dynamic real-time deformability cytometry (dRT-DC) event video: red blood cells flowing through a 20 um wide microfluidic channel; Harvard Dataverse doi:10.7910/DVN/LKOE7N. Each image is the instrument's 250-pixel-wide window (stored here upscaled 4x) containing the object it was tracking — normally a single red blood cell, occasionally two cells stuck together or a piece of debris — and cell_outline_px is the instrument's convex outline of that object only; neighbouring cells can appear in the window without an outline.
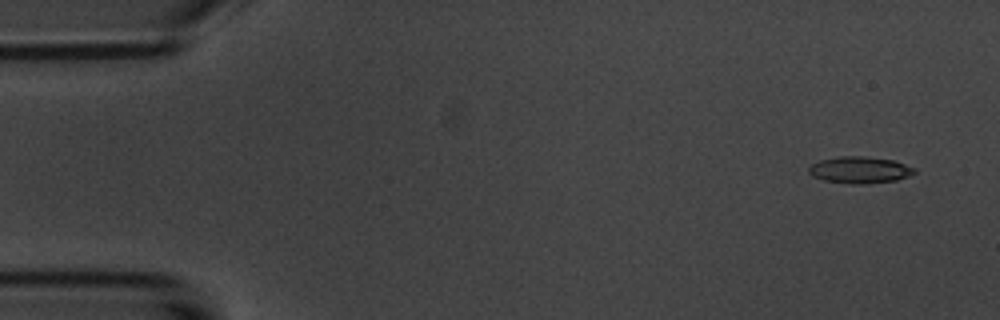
{"species": "common noctule bat (a hibernating species)", "species_latin": "Nyctalus noctula", "temperature_condition": "room temperature", "stored_images_in_passage": 5, "camera_frame_rate_fps": 3000, "um_per_image_px": 0.085, "animal": {"sex": "male", "body_mass_g": 20.1, "forearm_length_mm": 53.5}, "frame": {"image": 1, "passage_image": 1, "time_ms": 0.0, "image_size_px": [1000, 320], "cell_outline_px": [[916, 172], [908, 176], [896, 180], [868, 184], [852, 184], [824, 180], [812, 176], [808, 172], [808, 168], [812, 164], [820, 160], [840, 156], [864, 156], [892, 160], [916, 168]], "centroid_in_image_um": [73.07, 14.45], "position_along_channel_um": 11.9, "area_um2": 16.42}}
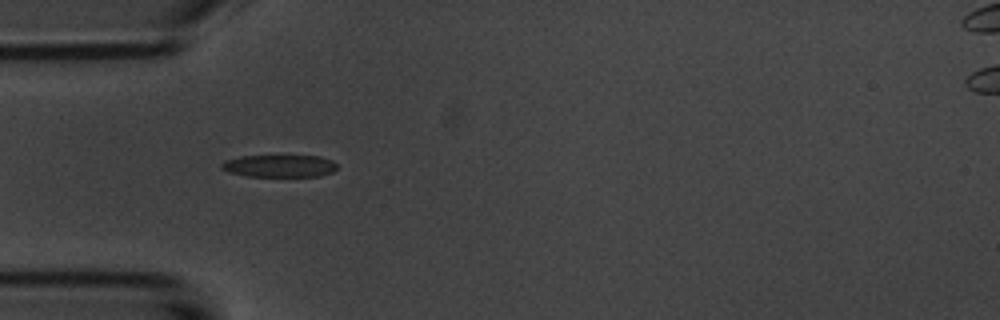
{"frame": {"image": 2, "passage_image": 4, "time_ms": 4.333, "image_size_px": [1000, 320], "cell_outline_px": [[336, 168], [332, 172], [320, 176], [248, 176], [228, 172], [220, 168], [220, 164], [224, 160], [240, 156], [320, 156], [332, 160], [336, 164]], "centroid_in_image_um": [23.72, 14.1], "position_along_channel_um": 61.3, "area_um2": 15.03}}
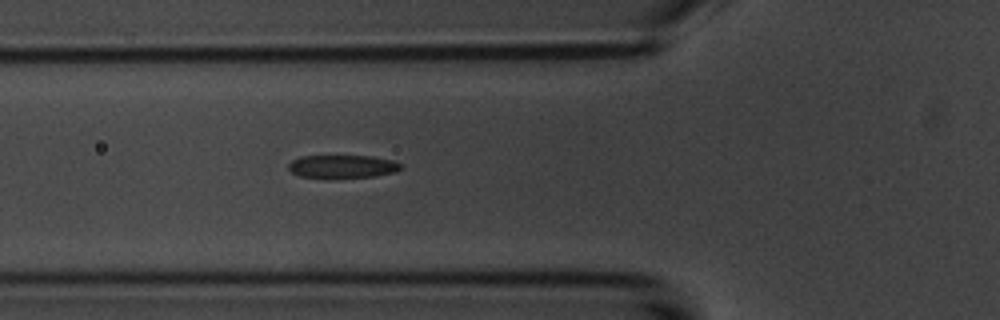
{"frame": {"image": 3, "passage_image": 5, "time_ms": 5.333, "image_size_px": [1000, 320], "cell_outline_px": [[404, 168], [396, 172], [376, 176], [332, 180], [300, 176], [292, 172], [288, 168], [288, 164], [292, 160], [300, 156], [372, 156], [392, 160], [400, 164]], "centroid_in_image_um": [29.11, 14.19], "position_along_channel_um": 96.7, "area_um2": 15.72}}